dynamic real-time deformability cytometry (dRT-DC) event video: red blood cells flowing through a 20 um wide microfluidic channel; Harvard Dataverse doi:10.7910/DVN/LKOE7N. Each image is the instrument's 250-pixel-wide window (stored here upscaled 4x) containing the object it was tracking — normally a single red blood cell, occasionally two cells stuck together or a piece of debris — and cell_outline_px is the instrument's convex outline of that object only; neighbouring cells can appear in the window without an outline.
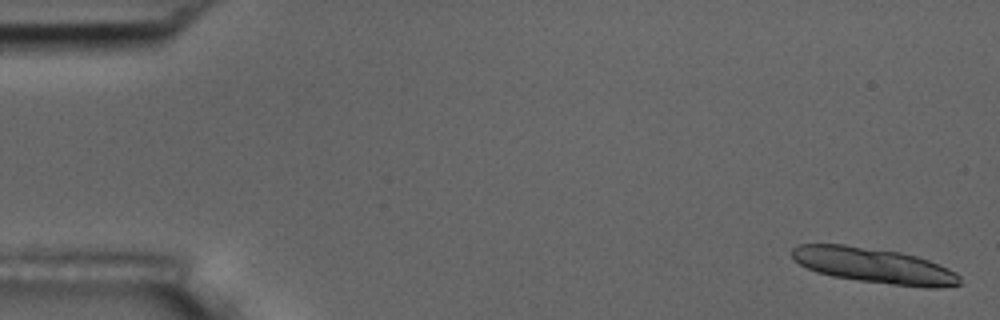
{"species": "common noctule bat (a hibernating species)", "species_latin": "Nyctalus noctula", "temperature_condition": "room temperature", "stored_images_in_passage": 15, "camera_frame_rate_fps": 3000, "um_per_image_px": 0.085, "animal": {"sex": "male", "body_mass_g": 17.5, "forearm_length_mm": 52.3}, "frame": {"image": 1, "passage_image": 1, "time_ms": 0.0, "image_size_px": [1000, 320], "cell_outline_px": [[960, 284], [940, 288], [924, 288], [860, 280], [832, 276], [816, 272], [792, 260], [792, 248], [800, 244], [844, 244], [900, 252], [916, 256], [928, 260], [948, 268], [956, 272], [960, 276]], "centroid_in_image_um": [74.3, 22.57], "position_along_channel_um": 10.7, "area_um2": 34.45}}